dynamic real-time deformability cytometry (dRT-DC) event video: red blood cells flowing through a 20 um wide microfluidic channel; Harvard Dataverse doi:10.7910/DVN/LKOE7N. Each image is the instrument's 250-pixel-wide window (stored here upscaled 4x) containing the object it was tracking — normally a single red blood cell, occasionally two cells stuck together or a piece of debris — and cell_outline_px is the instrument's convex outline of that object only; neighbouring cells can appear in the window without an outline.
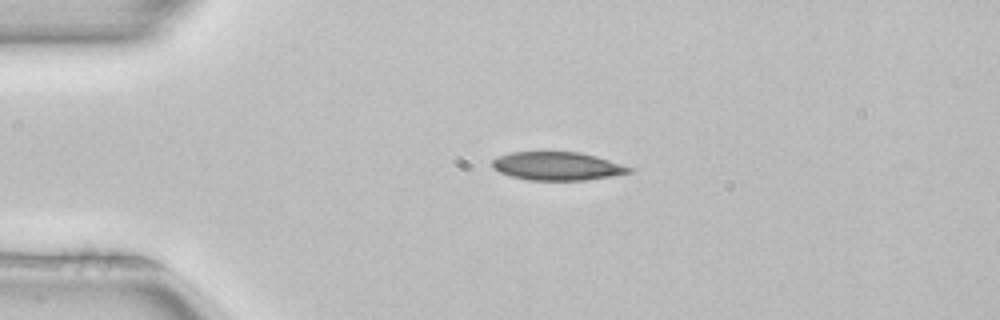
{"species": "common noctule bat (a hibernating species)", "species_latin": "Nyctalus noctula", "temperature_condition": "room temperature", "stored_images_in_passage": 2, "camera_frame_rate_fps": 3000, "um_per_image_px": 0.085, "animal": {"sex": "female", "body_mass_g": 22.7, "forearm_length_mm": 54.2}, "frame": {"image": 1, "passage_image": 1, "time_ms": 0.0, "image_size_px": [1000, 320], "cell_outline_px": [[632, 172], [584, 180], [528, 180], [512, 176], [500, 172], [492, 168], [492, 160], [500, 156], [512, 152], [580, 152], [596, 156], [632, 168]], "centroid_in_image_um": [47.33, 14.11], "position_along_channel_um": 37.7, "area_um2": 22.25}}